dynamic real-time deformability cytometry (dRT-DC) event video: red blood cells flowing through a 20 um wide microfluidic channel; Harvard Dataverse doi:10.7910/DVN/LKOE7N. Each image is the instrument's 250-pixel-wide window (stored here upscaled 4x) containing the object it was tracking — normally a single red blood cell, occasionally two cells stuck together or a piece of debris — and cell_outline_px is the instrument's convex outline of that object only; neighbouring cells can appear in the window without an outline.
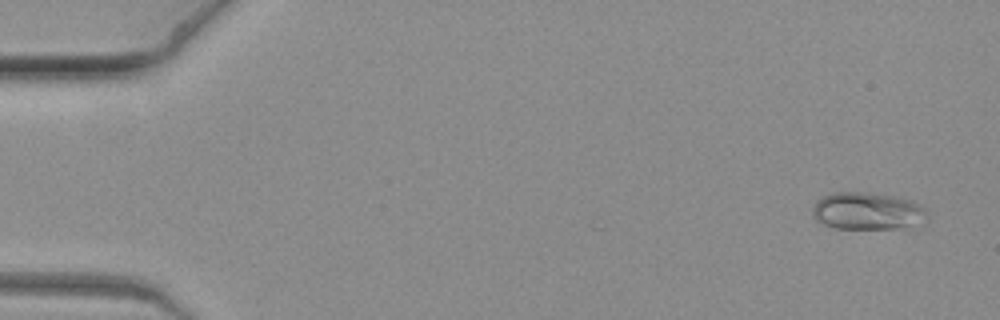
{"species": "common noctule bat (a hibernating species)", "species_latin": "Nyctalus noctula", "temperature_condition": "warm", "stored_images_in_passage": 5, "camera_frame_rate_fps": 3000, "um_per_image_px": 0.085, "animal": {"sex": "female", "body_mass_g": 19.3, "forearm_length_mm": 54.1}, "frame": {"image": 1, "passage_image": 1, "time_ms": 0.0, "image_size_px": [1000, 320], "cell_outline_px": [[924, 212], [908, 224], [896, 228], [836, 228], [824, 224], [816, 220], [812, 216], [812, 208], [816, 200], [832, 192], [868, 192], [892, 196], [912, 200], [924, 208]], "centroid_in_image_um": [73.52, 17.9], "position_along_channel_um": 11.5, "area_um2": 23.93}}